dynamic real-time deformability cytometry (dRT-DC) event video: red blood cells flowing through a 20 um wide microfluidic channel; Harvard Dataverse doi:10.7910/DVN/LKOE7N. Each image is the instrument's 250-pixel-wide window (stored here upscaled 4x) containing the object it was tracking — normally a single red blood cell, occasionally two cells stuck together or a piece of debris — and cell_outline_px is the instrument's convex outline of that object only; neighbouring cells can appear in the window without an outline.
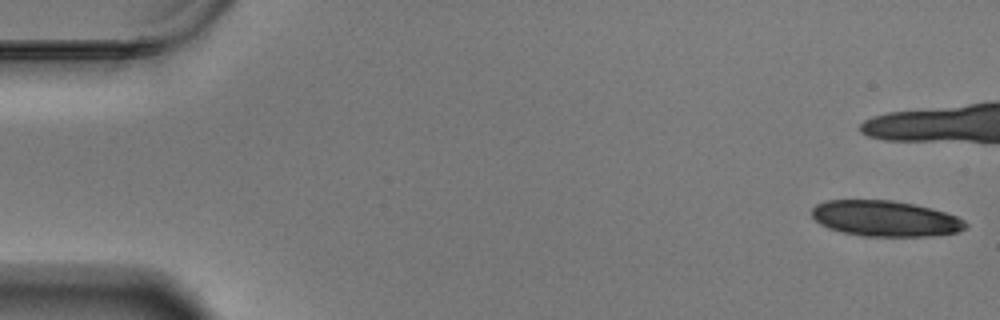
{"species": "Egyptian fruit bat (a non-hibernating species)", "species_latin": "Rousettus aegyptiacus", "temperature_condition": "warm", "stored_images_in_passage": 16, "camera_frame_rate_fps": 3000, "um_per_image_px": 0.085, "animal": {"sex": "male"}, "frame": {"image": 1, "passage_image": 1, "time_ms": 0.0, "image_size_px": [1000, 320], "cell_outline_px": [[968, 224], [964, 228], [956, 232], [928, 236], [864, 236], [844, 232], [828, 228], [820, 224], [812, 216], [812, 208], [816, 204], [824, 200], [892, 200], [932, 208], [956, 216], [964, 220]], "centroid_in_image_um": [75.22, 18.57], "position_along_channel_um": 9.8, "area_um2": 31.85}}